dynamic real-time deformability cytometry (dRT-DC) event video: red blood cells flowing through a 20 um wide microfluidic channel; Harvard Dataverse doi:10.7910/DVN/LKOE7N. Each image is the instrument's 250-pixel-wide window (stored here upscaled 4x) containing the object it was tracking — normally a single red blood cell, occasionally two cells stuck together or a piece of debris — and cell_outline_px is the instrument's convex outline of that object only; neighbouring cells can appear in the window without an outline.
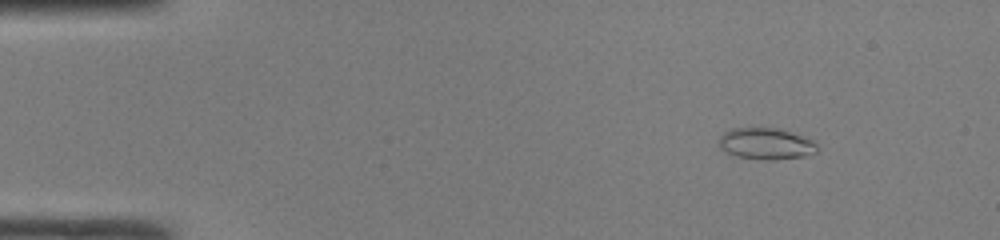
{"species": "common noctule bat (a hibernating species)", "species_latin": "Nyctalus noctula", "temperature_condition": "room temperature", "stored_images_in_passage": 44, "camera_frame_rate_fps": 3000, "um_per_image_px": 0.085, "animal": {"sex": "male", "body_mass_g": 19.0, "forearm_length_mm": 50.8}, "frame": {"image": 1, "passage_image": 2, "time_ms": 0.333, "image_size_px": [1000, 240], "cell_outline_px": [[816, 152], [804, 156], [772, 160], [768, 160], [736, 156], [720, 148], [720, 136], [724, 132], [732, 128], [780, 128], [812, 140], [816, 144]], "centroid_in_image_um": [65.1, 12.21], "position_along_channel_um": 19.9, "area_um2": 17.74}}
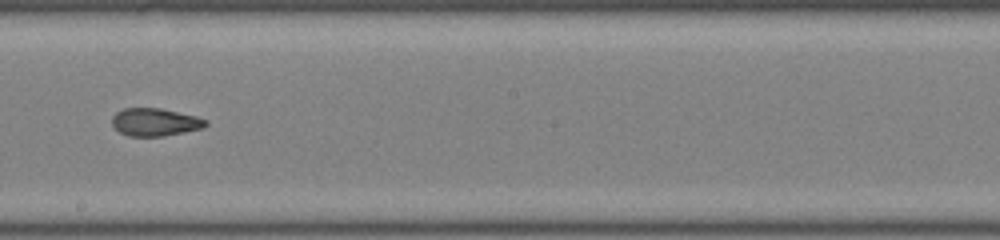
{"frame": {"image": 2, "passage_image": 24, "time_ms": 7.667, "image_size_px": [1000, 240], "cell_outline_px": [[208, 124], [204, 128], [164, 136], [128, 136], [120, 132], [112, 124], [112, 116], [116, 112], [124, 108], [160, 108], [196, 116], [208, 120]], "centroid_in_image_um": [13.19, 10.38], "position_along_channel_um": 235.0, "area_um2": 15.2}}
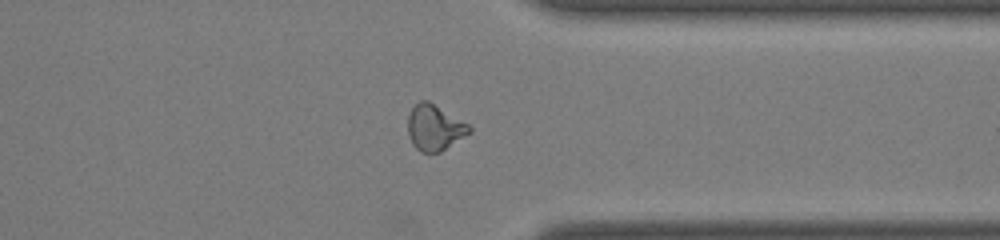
{"frame": {"image": 3, "passage_image": 34, "time_ms": 11.0, "image_size_px": [1000, 240], "cell_outline_px": [[472, 132], [440, 152], [420, 152], [412, 144], [408, 136], [408, 116], [412, 108], [420, 100], [428, 100], [468, 124], [472, 128]], "centroid_in_image_um": [36.93, 10.85], "position_along_channel_um": 374.5, "area_um2": 16.36}, "authors_computed_cell_mechanics": {"area_um2": 16.3285, "velocity_mm_per_s": 4.2397, "shape_relaxation_time_tau1_ms": null, "shape_relaxation_time_tau2_ms": 2.0512, "deformation_change_tau1": null, "deformation_change_tau2": 0.0927}}